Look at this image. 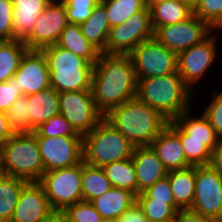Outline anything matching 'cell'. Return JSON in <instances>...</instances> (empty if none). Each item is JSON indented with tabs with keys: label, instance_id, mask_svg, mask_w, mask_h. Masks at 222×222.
I'll return each instance as SVG.
<instances>
[{
	"label": "cell",
	"instance_id": "6da1fadb",
	"mask_svg": "<svg viewBox=\"0 0 222 222\" xmlns=\"http://www.w3.org/2000/svg\"><path fill=\"white\" fill-rule=\"evenodd\" d=\"M137 85L138 78L129 55L100 54L94 64L91 90L103 115L136 98Z\"/></svg>",
	"mask_w": 222,
	"mask_h": 222
},
{
	"label": "cell",
	"instance_id": "7a4b0ae2",
	"mask_svg": "<svg viewBox=\"0 0 222 222\" xmlns=\"http://www.w3.org/2000/svg\"><path fill=\"white\" fill-rule=\"evenodd\" d=\"M104 119L135 147L150 146L169 123L159 111L137 98L111 109Z\"/></svg>",
	"mask_w": 222,
	"mask_h": 222
},
{
	"label": "cell",
	"instance_id": "3957f363",
	"mask_svg": "<svg viewBox=\"0 0 222 222\" xmlns=\"http://www.w3.org/2000/svg\"><path fill=\"white\" fill-rule=\"evenodd\" d=\"M193 91L178 72L138 78L136 98L159 111L169 121L192 107Z\"/></svg>",
	"mask_w": 222,
	"mask_h": 222
},
{
	"label": "cell",
	"instance_id": "277c9868",
	"mask_svg": "<svg viewBox=\"0 0 222 222\" xmlns=\"http://www.w3.org/2000/svg\"><path fill=\"white\" fill-rule=\"evenodd\" d=\"M42 51L48 62L50 85L58 93L92 91L94 64L57 45L48 46Z\"/></svg>",
	"mask_w": 222,
	"mask_h": 222
},
{
	"label": "cell",
	"instance_id": "5b68a950",
	"mask_svg": "<svg viewBox=\"0 0 222 222\" xmlns=\"http://www.w3.org/2000/svg\"><path fill=\"white\" fill-rule=\"evenodd\" d=\"M2 174L39 182L45 171L36 134L16 132L0 149Z\"/></svg>",
	"mask_w": 222,
	"mask_h": 222
},
{
	"label": "cell",
	"instance_id": "8992f818",
	"mask_svg": "<svg viewBox=\"0 0 222 222\" xmlns=\"http://www.w3.org/2000/svg\"><path fill=\"white\" fill-rule=\"evenodd\" d=\"M135 146L103 119L90 133L83 136V161L91 166L132 158Z\"/></svg>",
	"mask_w": 222,
	"mask_h": 222
},
{
	"label": "cell",
	"instance_id": "52a82bcc",
	"mask_svg": "<svg viewBox=\"0 0 222 222\" xmlns=\"http://www.w3.org/2000/svg\"><path fill=\"white\" fill-rule=\"evenodd\" d=\"M39 183L52 209L62 212L66 207L83 200L82 162L72 167L47 171Z\"/></svg>",
	"mask_w": 222,
	"mask_h": 222
},
{
	"label": "cell",
	"instance_id": "ba28073f",
	"mask_svg": "<svg viewBox=\"0 0 222 222\" xmlns=\"http://www.w3.org/2000/svg\"><path fill=\"white\" fill-rule=\"evenodd\" d=\"M58 100L60 114L81 136L90 133L104 119L92 91L61 92Z\"/></svg>",
	"mask_w": 222,
	"mask_h": 222
},
{
	"label": "cell",
	"instance_id": "9c48e42d",
	"mask_svg": "<svg viewBox=\"0 0 222 222\" xmlns=\"http://www.w3.org/2000/svg\"><path fill=\"white\" fill-rule=\"evenodd\" d=\"M129 56L137 78L163 76L177 72V54L167 49L155 37L141 42Z\"/></svg>",
	"mask_w": 222,
	"mask_h": 222
},
{
	"label": "cell",
	"instance_id": "30bf717a",
	"mask_svg": "<svg viewBox=\"0 0 222 222\" xmlns=\"http://www.w3.org/2000/svg\"><path fill=\"white\" fill-rule=\"evenodd\" d=\"M214 32H217V30L213 31L201 43L177 55V72L193 92L196 89L194 88L196 83L198 84L201 81L218 57L217 33Z\"/></svg>",
	"mask_w": 222,
	"mask_h": 222
},
{
	"label": "cell",
	"instance_id": "8fae6325",
	"mask_svg": "<svg viewBox=\"0 0 222 222\" xmlns=\"http://www.w3.org/2000/svg\"><path fill=\"white\" fill-rule=\"evenodd\" d=\"M213 31L206 22L193 14L183 22L158 27L154 31V37L167 49L178 55L201 43Z\"/></svg>",
	"mask_w": 222,
	"mask_h": 222
},
{
	"label": "cell",
	"instance_id": "7c38bea8",
	"mask_svg": "<svg viewBox=\"0 0 222 222\" xmlns=\"http://www.w3.org/2000/svg\"><path fill=\"white\" fill-rule=\"evenodd\" d=\"M192 211L216 219L222 206V175L210 165L195 166Z\"/></svg>",
	"mask_w": 222,
	"mask_h": 222
},
{
	"label": "cell",
	"instance_id": "4fadbf2b",
	"mask_svg": "<svg viewBox=\"0 0 222 222\" xmlns=\"http://www.w3.org/2000/svg\"><path fill=\"white\" fill-rule=\"evenodd\" d=\"M37 142L46 172L83 161V137H37Z\"/></svg>",
	"mask_w": 222,
	"mask_h": 222
},
{
	"label": "cell",
	"instance_id": "5bb4252c",
	"mask_svg": "<svg viewBox=\"0 0 222 222\" xmlns=\"http://www.w3.org/2000/svg\"><path fill=\"white\" fill-rule=\"evenodd\" d=\"M69 24L63 1L48 3L39 15L31 34L23 41L29 50L56 45Z\"/></svg>",
	"mask_w": 222,
	"mask_h": 222
},
{
	"label": "cell",
	"instance_id": "9a60e30c",
	"mask_svg": "<svg viewBox=\"0 0 222 222\" xmlns=\"http://www.w3.org/2000/svg\"><path fill=\"white\" fill-rule=\"evenodd\" d=\"M18 92L29 96L50 87L47 58L42 50H28L14 74Z\"/></svg>",
	"mask_w": 222,
	"mask_h": 222
},
{
	"label": "cell",
	"instance_id": "2e32d148",
	"mask_svg": "<svg viewBox=\"0 0 222 222\" xmlns=\"http://www.w3.org/2000/svg\"><path fill=\"white\" fill-rule=\"evenodd\" d=\"M53 211L43 186L39 182H28L20 192L10 222H38Z\"/></svg>",
	"mask_w": 222,
	"mask_h": 222
},
{
	"label": "cell",
	"instance_id": "e0dca14e",
	"mask_svg": "<svg viewBox=\"0 0 222 222\" xmlns=\"http://www.w3.org/2000/svg\"><path fill=\"white\" fill-rule=\"evenodd\" d=\"M192 110L190 108L184 111L174 120L169 121L168 126L180 137V140L204 141V145L212 151L219 138L208 118L203 113L198 118L193 117Z\"/></svg>",
	"mask_w": 222,
	"mask_h": 222
},
{
	"label": "cell",
	"instance_id": "ac0fdd59",
	"mask_svg": "<svg viewBox=\"0 0 222 222\" xmlns=\"http://www.w3.org/2000/svg\"><path fill=\"white\" fill-rule=\"evenodd\" d=\"M131 159L137 175V195L168 175L151 146H136Z\"/></svg>",
	"mask_w": 222,
	"mask_h": 222
},
{
	"label": "cell",
	"instance_id": "d6986e66",
	"mask_svg": "<svg viewBox=\"0 0 222 222\" xmlns=\"http://www.w3.org/2000/svg\"><path fill=\"white\" fill-rule=\"evenodd\" d=\"M158 159L169 171L182 170L191 167L187 161L180 137L167 126L151 143Z\"/></svg>",
	"mask_w": 222,
	"mask_h": 222
},
{
	"label": "cell",
	"instance_id": "ffe728a7",
	"mask_svg": "<svg viewBox=\"0 0 222 222\" xmlns=\"http://www.w3.org/2000/svg\"><path fill=\"white\" fill-rule=\"evenodd\" d=\"M59 93L51 86L28 96L29 132L34 131L48 119L60 114Z\"/></svg>",
	"mask_w": 222,
	"mask_h": 222
},
{
	"label": "cell",
	"instance_id": "44dd1931",
	"mask_svg": "<svg viewBox=\"0 0 222 222\" xmlns=\"http://www.w3.org/2000/svg\"><path fill=\"white\" fill-rule=\"evenodd\" d=\"M14 40L24 41L32 32L39 15L45 9L46 0H12Z\"/></svg>",
	"mask_w": 222,
	"mask_h": 222
},
{
	"label": "cell",
	"instance_id": "7402d4cb",
	"mask_svg": "<svg viewBox=\"0 0 222 222\" xmlns=\"http://www.w3.org/2000/svg\"><path fill=\"white\" fill-rule=\"evenodd\" d=\"M91 203L103 220L115 221L136 203V195L130 190L112 187Z\"/></svg>",
	"mask_w": 222,
	"mask_h": 222
},
{
	"label": "cell",
	"instance_id": "603a6c76",
	"mask_svg": "<svg viewBox=\"0 0 222 222\" xmlns=\"http://www.w3.org/2000/svg\"><path fill=\"white\" fill-rule=\"evenodd\" d=\"M167 176L177 209H191L195 196V166L169 171Z\"/></svg>",
	"mask_w": 222,
	"mask_h": 222
},
{
	"label": "cell",
	"instance_id": "cb8c5ba5",
	"mask_svg": "<svg viewBox=\"0 0 222 222\" xmlns=\"http://www.w3.org/2000/svg\"><path fill=\"white\" fill-rule=\"evenodd\" d=\"M56 45L70 50L92 64L98 61L101 54L82 34L81 27L78 24L69 23L62 31Z\"/></svg>",
	"mask_w": 222,
	"mask_h": 222
},
{
	"label": "cell",
	"instance_id": "d4e9b609",
	"mask_svg": "<svg viewBox=\"0 0 222 222\" xmlns=\"http://www.w3.org/2000/svg\"><path fill=\"white\" fill-rule=\"evenodd\" d=\"M80 27L86 39L101 53L105 54V47L111 27L108 21L107 10L100 2L93 9L91 16L80 24Z\"/></svg>",
	"mask_w": 222,
	"mask_h": 222
},
{
	"label": "cell",
	"instance_id": "484cf974",
	"mask_svg": "<svg viewBox=\"0 0 222 222\" xmlns=\"http://www.w3.org/2000/svg\"><path fill=\"white\" fill-rule=\"evenodd\" d=\"M149 10L154 31L160 26L183 22L193 15V10L182 0H163Z\"/></svg>",
	"mask_w": 222,
	"mask_h": 222
},
{
	"label": "cell",
	"instance_id": "4316f807",
	"mask_svg": "<svg viewBox=\"0 0 222 222\" xmlns=\"http://www.w3.org/2000/svg\"><path fill=\"white\" fill-rule=\"evenodd\" d=\"M27 183L18 177L0 175V222H10L20 192Z\"/></svg>",
	"mask_w": 222,
	"mask_h": 222
},
{
	"label": "cell",
	"instance_id": "83f0119b",
	"mask_svg": "<svg viewBox=\"0 0 222 222\" xmlns=\"http://www.w3.org/2000/svg\"><path fill=\"white\" fill-rule=\"evenodd\" d=\"M28 50L22 40L4 41L0 45V82H6L14 76Z\"/></svg>",
	"mask_w": 222,
	"mask_h": 222
},
{
	"label": "cell",
	"instance_id": "f1b7e54d",
	"mask_svg": "<svg viewBox=\"0 0 222 222\" xmlns=\"http://www.w3.org/2000/svg\"><path fill=\"white\" fill-rule=\"evenodd\" d=\"M102 169L112 187L130 190L137 196V175L131 158L106 164Z\"/></svg>",
	"mask_w": 222,
	"mask_h": 222
},
{
	"label": "cell",
	"instance_id": "f546056e",
	"mask_svg": "<svg viewBox=\"0 0 222 222\" xmlns=\"http://www.w3.org/2000/svg\"><path fill=\"white\" fill-rule=\"evenodd\" d=\"M112 188L102 167L91 166L82 161L83 201L91 202Z\"/></svg>",
	"mask_w": 222,
	"mask_h": 222
},
{
	"label": "cell",
	"instance_id": "4dcf8cb0",
	"mask_svg": "<svg viewBox=\"0 0 222 222\" xmlns=\"http://www.w3.org/2000/svg\"><path fill=\"white\" fill-rule=\"evenodd\" d=\"M136 203L143 210L148 222H172L179 211L176 205L152 201L144 192H140L136 196Z\"/></svg>",
	"mask_w": 222,
	"mask_h": 222
},
{
	"label": "cell",
	"instance_id": "1f68e13d",
	"mask_svg": "<svg viewBox=\"0 0 222 222\" xmlns=\"http://www.w3.org/2000/svg\"><path fill=\"white\" fill-rule=\"evenodd\" d=\"M100 3L107 10L110 27L124 23L145 8L143 0H103Z\"/></svg>",
	"mask_w": 222,
	"mask_h": 222
},
{
	"label": "cell",
	"instance_id": "d6a6232c",
	"mask_svg": "<svg viewBox=\"0 0 222 222\" xmlns=\"http://www.w3.org/2000/svg\"><path fill=\"white\" fill-rule=\"evenodd\" d=\"M132 52V29L126 22L111 27L105 54L107 55H129Z\"/></svg>",
	"mask_w": 222,
	"mask_h": 222
},
{
	"label": "cell",
	"instance_id": "836d02e7",
	"mask_svg": "<svg viewBox=\"0 0 222 222\" xmlns=\"http://www.w3.org/2000/svg\"><path fill=\"white\" fill-rule=\"evenodd\" d=\"M125 22L132 29V51L141 42L154 37L149 8L145 7L142 11L133 14Z\"/></svg>",
	"mask_w": 222,
	"mask_h": 222
},
{
	"label": "cell",
	"instance_id": "e575fe53",
	"mask_svg": "<svg viewBox=\"0 0 222 222\" xmlns=\"http://www.w3.org/2000/svg\"><path fill=\"white\" fill-rule=\"evenodd\" d=\"M36 137H83L72 128L62 114L48 119L33 131Z\"/></svg>",
	"mask_w": 222,
	"mask_h": 222
},
{
	"label": "cell",
	"instance_id": "d590c367",
	"mask_svg": "<svg viewBox=\"0 0 222 222\" xmlns=\"http://www.w3.org/2000/svg\"><path fill=\"white\" fill-rule=\"evenodd\" d=\"M63 218L67 222H102L101 215L91 202L80 201L66 207L62 211Z\"/></svg>",
	"mask_w": 222,
	"mask_h": 222
},
{
	"label": "cell",
	"instance_id": "8d00e7d4",
	"mask_svg": "<svg viewBox=\"0 0 222 222\" xmlns=\"http://www.w3.org/2000/svg\"><path fill=\"white\" fill-rule=\"evenodd\" d=\"M193 14L213 30L222 29V0H201Z\"/></svg>",
	"mask_w": 222,
	"mask_h": 222
},
{
	"label": "cell",
	"instance_id": "74e56055",
	"mask_svg": "<svg viewBox=\"0 0 222 222\" xmlns=\"http://www.w3.org/2000/svg\"><path fill=\"white\" fill-rule=\"evenodd\" d=\"M69 23L80 25L92 14L99 0H62Z\"/></svg>",
	"mask_w": 222,
	"mask_h": 222
},
{
	"label": "cell",
	"instance_id": "f35d334b",
	"mask_svg": "<svg viewBox=\"0 0 222 222\" xmlns=\"http://www.w3.org/2000/svg\"><path fill=\"white\" fill-rule=\"evenodd\" d=\"M28 96L22 95L6 112L8 123L14 132H29Z\"/></svg>",
	"mask_w": 222,
	"mask_h": 222
},
{
	"label": "cell",
	"instance_id": "ab89813d",
	"mask_svg": "<svg viewBox=\"0 0 222 222\" xmlns=\"http://www.w3.org/2000/svg\"><path fill=\"white\" fill-rule=\"evenodd\" d=\"M187 161L192 166L209 165L211 150L204 145V141L180 140Z\"/></svg>",
	"mask_w": 222,
	"mask_h": 222
},
{
	"label": "cell",
	"instance_id": "60d3db41",
	"mask_svg": "<svg viewBox=\"0 0 222 222\" xmlns=\"http://www.w3.org/2000/svg\"><path fill=\"white\" fill-rule=\"evenodd\" d=\"M211 97L209 104L203 110V114L208 118L217 137L222 138V90L218 92L216 89Z\"/></svg>",
	"mask_w": 222,
	"mask_h": 222
},
{
	"label": "cell",
	"instance_id": "b9f144b4",
	"mask_svg": "<svg viewBox=\"0 0 222 222\" xmlns=\"http://www.w3.org/2000/svg\"><path fill=\"white\" fill-rule=\"evenodd\" d=\"M152 201L166 202L168 205H176L168 176L158 180L143 191Z\"/></svg>",
	"mask_w": 222,
	"mask_h": 222
},
{
	"label": "cell",
	"instance_id": "7bdbcfd3",
	"mask_svg": "<svg viewBox=\"0 0 222 222\" xmlns=\"http://www.w3.org/2000/svg\"><path fill=\"white\" fill-rule=\"evenodd\" d=\"M12 0H0V38L4 41L14 40Z\"/></svg>",
	"mask_w": 222,
	"mask_h": 222
},
{
	"label": "cell",
	"instance_id": "ee69618b",
	"mask_svg": "<svg viewBox=\"0 0 222 222\" xmlns=\"http://www.w3.org/2000/svg\"><path fill=\"white\" fill-rule=\"evenodd\" d=\"M17 80L11 77L6 82H0V111L7 112V110L22 96L18 92Z\"/></svg>",
	"mask_w": 222,
	"mask_h": 222
},
{
	"label": "cell",
	"instance_id": "f6af8a7d",
	"mask_svg": "<svg viewBox=\"0 0 222 222\" xmlns=\"http://www.w3.org/2000/svg\"><path fill=\"white\" fill-rule=\"evenodd\" d=\"M172 222H216L214 219L205 217L190 209L179 210Z\"/></svg>",
	"mask_w": 222,
	"mask_h": 222
},
{
	"label": "cell",
	"instance_id": "bcb514c9",
	"mask_svg": "<svg viewBox=\"0 0 222 222\" xmlns=\"http://www.w3.org/2000/svg\"><path fill=\"white\" fill-rule=\"evenodd\" d=\"M115 222H148L143 210L135 203L130 209L118 217Z\"/></svg>",
	"mask_w": 222,
	"mask_h": 222
},
{
	"label": "cell",
	"instance_id": "7dc6e473",
	"mask_svg": "<svg viewBox=\"0 0 222 222\" xmlns=\"http://www.w3.org/2000/svg\"><path fill=\"white\" fill-rule=\"evenodd\" d=\"M15 134L8 123L7 114L0 111V149Z\"/></svg>",
	"mask_w": 222,
	"mask_h": 222
},
{
	"label": "cell",
	"instance_id": "c3c4849f",
	"mask_svg": "<svg viewBox=\"0 0 222 222\" xmlns=\"http://www.w3.org/2000/svg\"><path fill=\"white\" fill-rule=\"evenodd\" d=\"M209 165L222 175V138H219L217 144L211 151Z\"/></svg>",
	"mask_w": 222,
	"mask_h": 222
},
{
	"label": "cell",
	"instance_id": "681fc988",
	"mask_svg": "<svg viewBox=\"0 0 222 222\" xmlns=\"http://www.w3.org/2000/svg\"><path fill=\"white\" fill-rule=\"evenodd\" d=\"M62 217H63L62 212L53 211L49 216L41 219L38 222H58Z\"/></svg>",
	"mask_w": 222,
	"mask_h": 222
},
{
	"label": "cell",
	"instance_id": "f907efd6",
	"mask_svg": "<svg viewBox=\"0 0 222 222\" xmlns=\"http://www.w3.org/2000/svg\"><path fill=\"white\" fill-rule=\"evenodd\" d=\"M190 9L193 11L197 8L200 4L201 0H182Z\"/></svg>",
	"mask_w": 222,
	"mask_h": 222
},
{
	"label": "cell",
	"instance_id": "816d5d0a",
	"mask_svg": "<svg viewBox=\"0 0 222 222\" xmlns=\"http://www.w3.org/2000/svg\"><path fill=\"white\" fill-rule=\"evenodd\" d=\"M160 1H163V0H143V3L145 7L150 8L152 5Z\"/></svg>",
	"mask_w": 222,
	"mask_h": 222
},
{
	"label": "cell",
	"instance_id": "f5cc1de1",
	"mask_svg": "<svg viewBox=\"0 0 222 222\" xmlns=\"http://www.w3.org/2000/svg\"><path fill=\"white\" fill-rule=\"evenodd\" d=\"M216 222H222V206L220 208L218 217L215 219Z\"/></svg>",
	"mask_w": 222,
	"mask_h": 222
},
{
	"label": "cell",
	"instance_id": "db71d44e",
	"mask_svg": "<svg viewBox=\"0 0 222 222\" xmlns=\"http://www.w3.org/2000/svg\"><path fill=\"white\" fill-rule=\"evenodd\" d=\"M48 3H51V2H60L62 0H46Z\"/></svg>",
	"mask_w": 222,
	"mask_h": 222
},
{
	"label": "cell",
	"instance_id": "11a10c76",
	"mask_svg": "<svg viewBox=\"0 0 222 222\" xmlns=\"http://www.w3.org/2000/svg\"><path fill=\"white\" fill-rule=\"evenodd\" d=\"M58 222H67L63 217Z\"/></svg>",
	"mask_w": 222,
	"mask_h": 222
},
{
	"label": "cell",
	"instance_id": "9f6ffc18",
	"mask_svg": "<svg viewBox=\"0 0 222 222\" xmlns=\"http://www.w3.org/2000/svg\"><path fill=\"white\" fill-rule=\"evenodd\" d=\"M102 222H115L113 220H103Z\"/></svg>",
	"mask_w": 222,
	"mask_h": 222
},
{
	"label": "cell",
	"instance_id": "6f0895ef",
	"mask_svg": "<svg viewBox=\"0 0 222 222\" xmlns=\"http://www.w3.org/2000/svg\"><path fill=\"white\" fill-rule=\"evenodd\" d=\"M3 42H4V40L0 38V45H1Z\"/></svg>",
	"mask_w": 222,
	"mask_h": 222
},
{
	"label": "cell",
	"instance_id": "680465c9",
	"mask_svg": "<svg viewBox=\"0 0 222 222\" xmlns=\"http://www.w3.org/2000/svg\"><path fill=\"white\" fill-rule=\"evenodd\" d=\"M2 174V170H1V163H0V175Z\"/></svg>",
	"mask_w": 222,
	"mask_h": 222
}]
</instances>
